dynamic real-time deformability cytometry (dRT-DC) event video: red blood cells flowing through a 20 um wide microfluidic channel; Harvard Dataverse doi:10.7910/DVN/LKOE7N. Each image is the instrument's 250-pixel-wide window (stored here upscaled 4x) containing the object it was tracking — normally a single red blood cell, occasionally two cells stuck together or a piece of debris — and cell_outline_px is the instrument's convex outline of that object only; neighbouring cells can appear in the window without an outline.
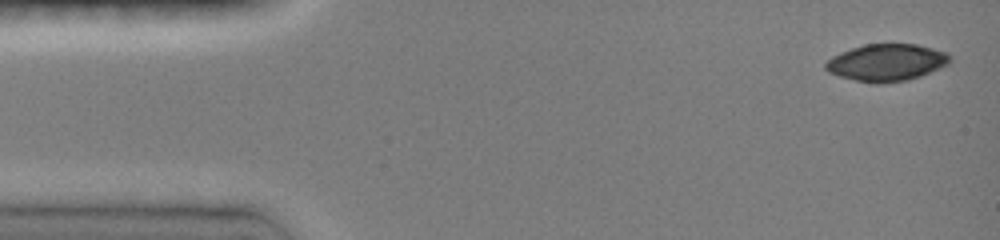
{"species": "common noctule bat (a hibernating species)", "species_latin": "Nyctalus noctula", "temperature_condition": "room temperature", "stored_images_in_passage": 29, "camera_frame_rate_fps": 3000, "um_per_image_px": 0.085, "animal": {"sex": "female", "body_mass_g": 19.0, "forearm_length_mm": 51.5}, "frame": {"image": 1, "passage_image": 1, "time_ms": 0.0, "image_size_px": [1000, 240], "cell_outline_px": [[952, 60], [948, 64], [920, 76], [908, 80], [876, 84], [856, 80], [840, 76], [828, 72], [824, 68], [824, 64], [832, 56], [840, 52], [864, 44], [916, 44], [948, 52], [952, 56]], "centroid_in_image_um": [75.37, 5.31], "position_along_channel_um": 9.6, "area_um2": 26.88}}
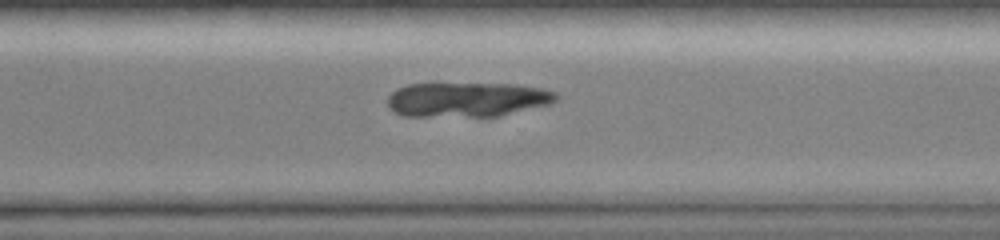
{"frame": {"image": 2, "passage_image": 19, "time_ms": 10.667, "image_size_px": [1000, 240], "cell_outline_px": [[560, 96], [556, 100], [548, 104], [496, 116], [404, 116], [396, 112], [388, 104], [388, 96], [396, 88], [408, 84], [516, 84], [544, 88], [556, 92]], "centroid_in_image_um": [39.72, 8.45], "position_along_channel_um": 330.9, "area_um2": 33.76}}
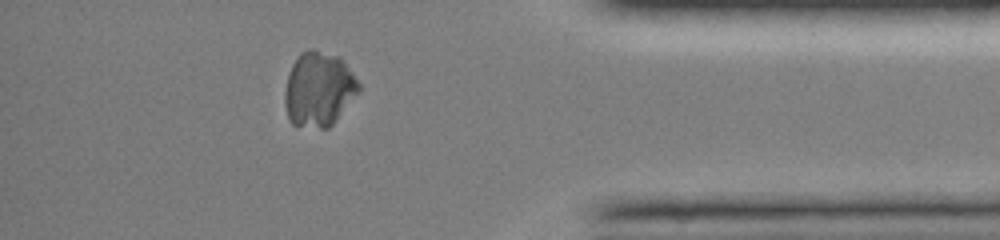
{"frame": {"image": 3, "passage_image": 24, "time_ms": 13.0, "image_size_px": [1000, 240], "cell_outline_px": [[360, 92], [332, 124], [328, 128], [320, 128], [292, 124], [288, 120], [284, 100], [284, 92], [288, 76], [292, 64], [300, 52], [308, 48], [316, 48], [340, 56], [344, 60], [360, 84]], "centroid_in_image_um": [27.1, 7.54], "position_along_channel_um": 408.1, "area_um2": 32.6}}